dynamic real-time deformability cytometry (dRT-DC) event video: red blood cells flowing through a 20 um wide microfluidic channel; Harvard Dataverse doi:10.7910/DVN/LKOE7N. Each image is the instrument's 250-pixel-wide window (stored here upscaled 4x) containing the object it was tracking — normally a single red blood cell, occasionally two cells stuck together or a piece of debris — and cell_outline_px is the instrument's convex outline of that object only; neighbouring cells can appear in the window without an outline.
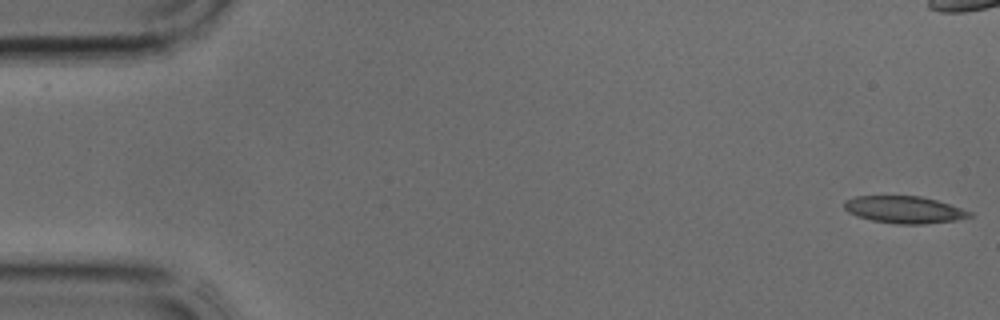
{"species": "common noctule bat (a hibernating species)", "species_latin": "Nyctalus noctula", "temperature_condition": "cold", "stored_images_in_passage": 39, "camera_frame_rate_fps": 3000, "um_per_image_px": 0.085, "animal": {"sex": "male", "body_mass_g": 17.9, "forearm_length_mm": 54.2}, "frame": {"image": 1, "passage_image": 1, "time_ms": 0.0, "image_size_px": [1000, 320], "cell_outline_px": [[972, 216], [956, 220], [924, 224], [896, 224], [872, 220], [856, 216], [848, 212], [844, 208], [844, 200], [856, 196], [920, 196], [936, 200], [972, 212]], "centroid_in_image_um": [76.83, 17.82], "position_along_channel_um": 8.2, "area_um2": 19.71}}
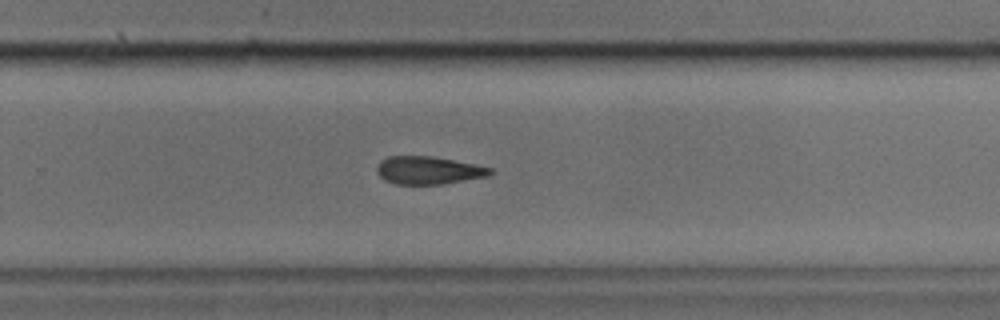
{"frame": {"image": 2, "passage_image": 25, "time_ms": 8.0, "image_size_px": [1000, 320], "cell_outline_px": [[496, 172], [488, 176], [444, 184], [396, 184], [384, 180], [376, 172], [376, 168], [380, 160], [388, 156], [432, 156], [476, 164], [492, 168]], "centroid_in_image_um": [36.43, 14.47], "position_along_channel_um": 293.4, "area_um2": 18.61}}
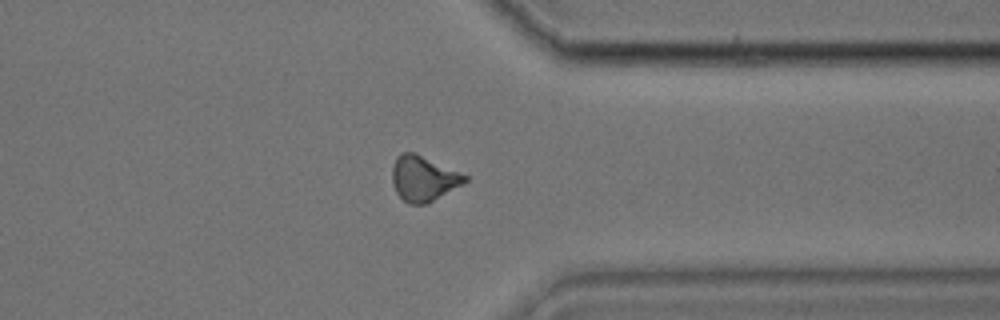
{"frame": {"image": 3, "passage_image": 30, "time_ms": 9.667, "image_size_px": [1000, 320], "cell_outline_px": [[468, 180], [464, 184], [428, 204], [408, 204], [396, 192], [392, 184], [392, 168], [396, 156], [400, 152], [416, 152], [468, 176]], "centroid_in_image_um": [35.99, 15.17], "position_along_channel_um": 375.4, "area_um2": 19.48}}